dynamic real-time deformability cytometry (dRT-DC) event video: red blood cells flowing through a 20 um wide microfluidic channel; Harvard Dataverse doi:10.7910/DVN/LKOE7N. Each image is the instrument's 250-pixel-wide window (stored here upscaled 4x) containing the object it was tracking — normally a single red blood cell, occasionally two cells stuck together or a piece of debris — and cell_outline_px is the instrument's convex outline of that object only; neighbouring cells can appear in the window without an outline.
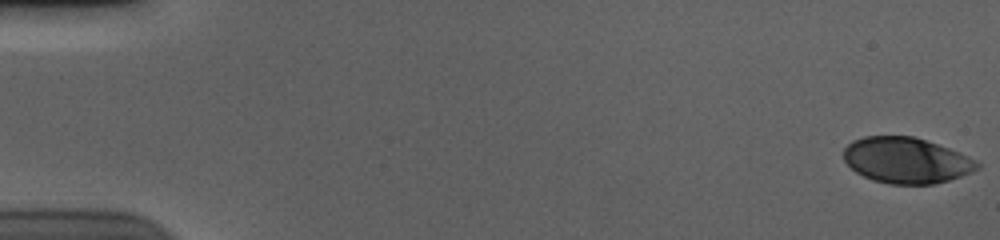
{"species": "human", "species_latin": "Homo sapiens", "temperature_condition": "cold", "stored_images_in_passage": 56, "camera_frame_rate_fps": 3000, "um_per_image_px": 0.085, "donor": {"sex": "male"}, "frame": {"image": 1, "passage_image": 1, "time_ms": 0.0, "image_size_px": [1000, 240], "cell_outline_px": [[980, 168], [972, 172], [948, 180], [932, 184], [888, 184], [872, 180], [856, 172], [844, 160], [844, 148], [852, 140], [864, 136], [912, 136], [948, 148], [968, 156], [980, 164]], "centroid_in_image_um": [77.01, 13.63], "position_along_channel_um": 8.0, "area_um2": 35.43}}
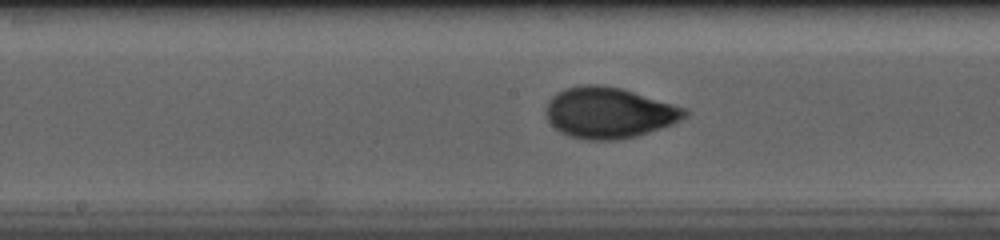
{"frame": {"image": 2, "passage_image": 30, "time_ms": 9.667, "image_size_px": [1000, 240], "cell_outline_px": [[688, 112], [680, 120], [672, 124], [636, 136], [620, 140], [588, 140], [568, 136], [560, 132], [544, 116], [544, 108], [548, 100], [556, 92], [564, 88], [580, 84], [596, 84], [620, 88], [688, 108]], "centroid_in_image_um": [51.71, 9.58], "position_along_channel_um": 196.5, "area_um2": 41.44}}
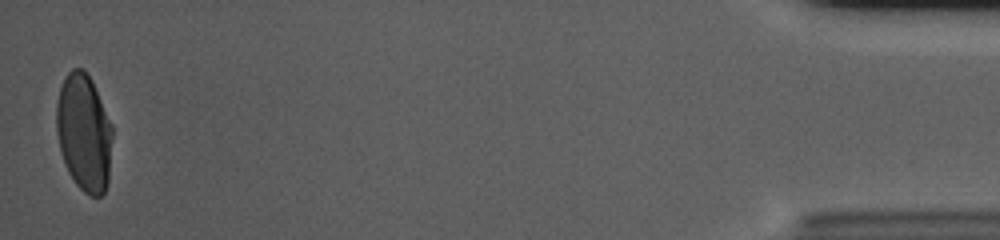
{"frame": {"image": 3, "passage_image": 56, "time_ms": 18.333, "image_size_px": [1000, 240], "cell_outline_px": [[112, 136], [108, 180], [104, 192], [100, 196], [88, 196], [76, 184], [68, 172], [64, 164], [60, 152], [56, 132], [56, 104], [60, 88], [68, 72], [72, 68], [84, 68], [92, 80], [112, 124]], "centroid_in_image_um": [7.13, 11.27], "position_along_channel_um": 428.1, "area_um2": 38.49}, "authors_computed_cell_mechanics": {"area_um2": 38.6971, "velocity_mm_per_s": 3.695, "shape_relaxation_time_tau1_ms": 4.6337, "shape_relaxation_time_tau2_ms": null, "deformation_change_tau1": 0.1801, "deformation_change_tau2": null}}